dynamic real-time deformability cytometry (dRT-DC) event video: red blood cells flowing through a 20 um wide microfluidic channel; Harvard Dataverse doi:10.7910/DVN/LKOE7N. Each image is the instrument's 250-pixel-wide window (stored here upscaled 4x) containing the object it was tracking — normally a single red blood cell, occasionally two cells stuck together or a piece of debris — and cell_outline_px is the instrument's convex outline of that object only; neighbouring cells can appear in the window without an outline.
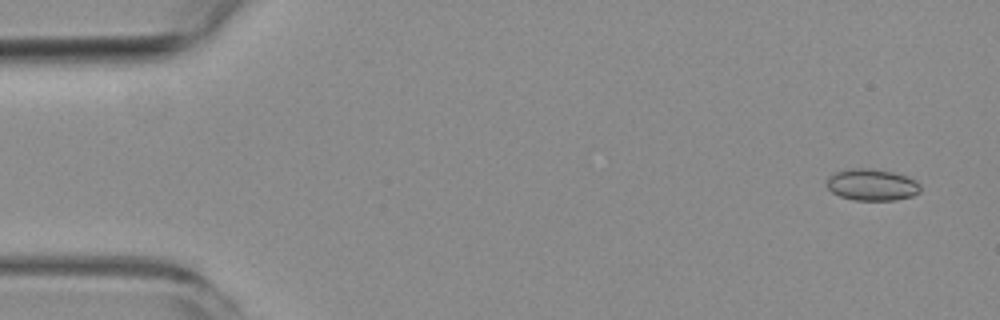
{"species": "common noctule bat (a hibernating species)", "species_latin": "Nyctalus noctula", "temperature_condition": "room temperature", "stored_images_in_passage": 6, "camera_frame_rate_fps": 3000, "um_per_image_px": 0.085, "animal": {"sex": "female", "body_mass_g": 19.3, "forearm_length_mm": 54.1}, "frame": {"image": 1, "passage_image": 1, "time_ms": 0.0, "image_size_px": [1000, 320], "cell_outline_px": [[920, 192], [912, 196], [896, 200], [852, 200], [840, 196], [832, 192], [828, 188], [828, 176], [836, 172], [852, 168], [872, 168], [896, 172], [916, 180], [920, 184]], "centroid_in_image_um": [74.14, 15.7], "position_along_channel_um": 10.9, "area_um2": 17.4}}
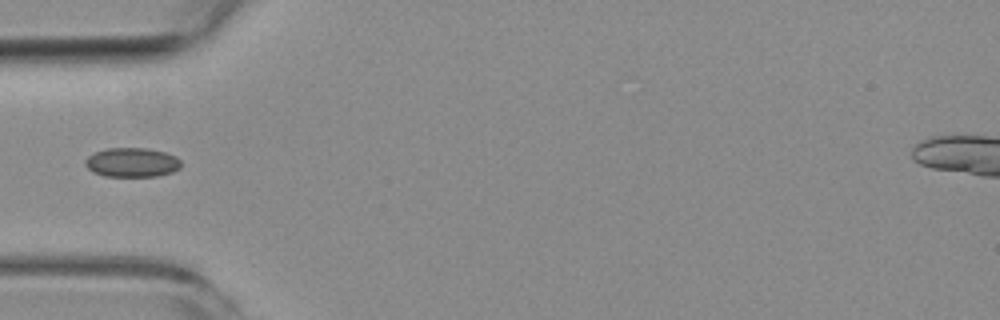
{"frame": {"image": 2, "passage_image": 5, "time_ms": 5.0, "image_size_px": [1000, 320], "cell_outline_px": [[180, 168], [172, 172], [156, 176], [104, 176], [92, 172], [84, 164], [84, 160], [88, 156], [96, 152], [108, 148], [148, 148], [164, 152], [176, 156], [180, 160]], "centroid_in_image_um": [11.2, 13.8], "position_along_channel_um": 73.8, "area_um2": 16.36}}
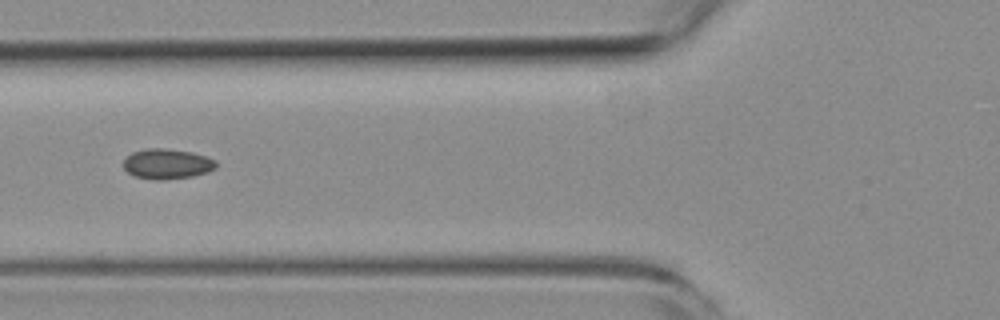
{"frame": {"image": 3, "passage_image": 6, "time_ms": 6.0, "image_size_px": [1000, 320], "cell_outline_px": [[216, 168], [208, 172], [192, 176], [164, 180], [152, 180], [136, 176], [128, 172], [124, 168], [124, 160], [132, 152], [144, 148], [164, 148], [192, 152], [216, 160]], "centroid_in_image_um": [14.2, 13.93], "position_along_channel_um": 111.6, "area_um2": 16.3}}